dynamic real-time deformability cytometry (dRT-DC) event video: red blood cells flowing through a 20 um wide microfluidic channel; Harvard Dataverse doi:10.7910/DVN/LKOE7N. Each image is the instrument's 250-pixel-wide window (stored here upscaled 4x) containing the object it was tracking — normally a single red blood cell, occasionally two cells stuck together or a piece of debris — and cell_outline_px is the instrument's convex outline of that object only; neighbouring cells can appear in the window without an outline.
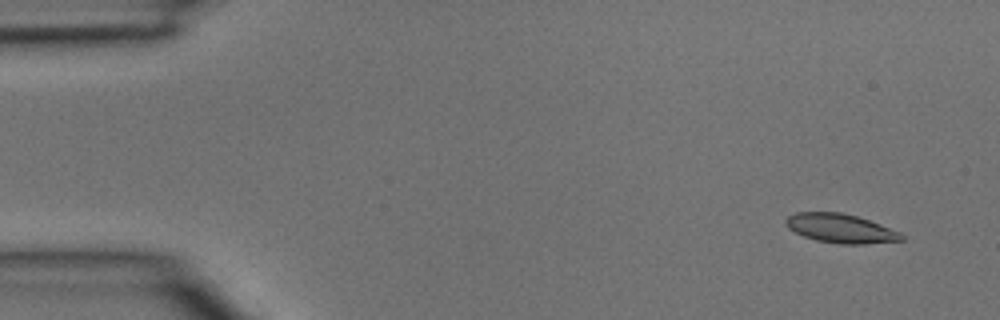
{"species": "common noctule bat (a hibernating species)", "species_latin": "Nyctalus noctula", "temperature_condition": "room temperature", "stored_images_in_passage": 3, "camera_frame_rate_fps": 3000, "um_per_image_px": 0.085, "animal": {"sex": "male", "body_mass_g": 15.6}, "frame": {"image": 1, "passage_image": 1, "time_ms": 0.0, "image_size_px": [1000, 320], "cell_outline_px": [[904, 240], [864, 244], [840, 244], [816, 240], [804, 236], [788, 228], [784, 224], [784, 220], [788, 216], [796, 212], [840, 212], [856, 216], [880, 224], [900, 232], [904, 236]], "centroid_in_image_um": [71.43, 19.41], "position_along_channel_um": 13.6, "area_um2": 19.54}}